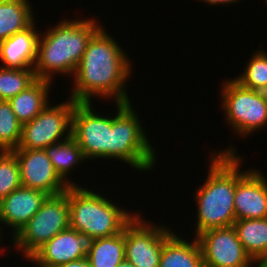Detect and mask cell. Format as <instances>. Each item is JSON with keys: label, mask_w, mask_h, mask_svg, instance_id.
I'll list each match as a JSON object with an SVG mask.
<instances>
[{"label": "cell", "mask_w": 267, "mask_h": 267, "mask_svg": "<svg viewBox=\"0 0 267 267\" xmlns=\"http://www.w3.org/2000/svg\"><path fill=\"white\" fill-rule=\"evenodd\" d=\"M108 33L103 25L91 37L71 77L74 81L69 96L75 102H93L92 99L98 97L107 101L113 98L111 101L117 103L131 102L126 85L132 75L133 63Z\"/></svg>", "instance_id": "1"}, {"label": "cell", "mask_w": 267, "mask_h": 267, "mask_svg": "<svg viewBox=\"0 0 267 267\" xmlns=\"http://www.w3.org/2000/svg\"><path fill=\"white\" fill-rule=\"evenodd\" d=\"M236 149L232 144L210 156L205 182L193 193L197 206L194 237L208 229L232 226L236 221V184L250 170H240L245 159Z\"/></svg>", "instance_id": "2"}, {"label": "cell", "mask_w": 267, "mask_h": 267, "mask_svg": "<svg viewBox=\"0 0 267 267\" xmlns=\"http://www.w3.org/2000/svg\"><path fill=\"white\" fill-rule=\"evenodd\" d=\"M63 19L39 33L34 66L38 79L54 82L56 75L73 76L88 42L103 26L93 16L87 19Z\"/></svg>", "instance_id": "3"}, {"label": "cell", "mask_w": 267, "mask_h": 267, "mask_svg": "<svg viewBox=\"0 0 267 267\" xmlns=\"http://www.w3.org/2000/svg\"><path fill=\"white\" fill-rule=\"evenodd\" d=\"M99 193V194H98ZM90 187L69 186L70 228L86 233L94 239L113 236L124 228L139 213L118 207L107 196Z\"/></svg>", "instance_id": "4"}, {"label": "cell", "mask_w": 267, "mask_h": 267, "mask_svg": "<svg viewBox=\"0 0 267 267\" xmlns=\"http://www.w3.org/2000/svg\"><path fill=\"white\" fill-rule=\"evenodd\" d=\"M117 108L112 116L110 130V159L127 163L138 171L148 172L157 162L155 147L151 144L133 104L114 102Z\"/></svg>", "instance_id": "5"}, {"label": "cell", "mask_w": 267, "mask_h": 267, "mask_svg": "<svg viewBox=\"0 0 267 267\" xmlns=\"http://www.w3.org/2000/svg\"><path fill=\"white\" fill-rule=\"evenodd\" d=\"M220 99L227 126L242 139L267 128V99L264 91L243 87L234 78L221 85Z\"/></svg>", "instance_id": "6"}, {"label": "cell", "mask_w": 267, "mask_h": 267, "mask_svg": "<svg viewBox=\"0 0 267 267\" xmlns=\"http://www.w3.org/2000/svg\"><path fill=\"white\" fill-rule=\"evenodd\" d=\"M69 227L68 187L65 192L48 195L39 211L9 242L28 261L46 242Z\"/></svg>", "instance_id": "7"}, {"label": "cell", "mask_w": 267, "mask_h": 267, "mask_svg": "<svg viewBox=\"0 0 267 267\" xmlns=\"http://www.w3.org/2000/svg\"><path fill=\"white\" fill-rule=\"evenodd\" d=\"M75 104L70 97L56 105L50 103L33 120L22 125L20 143L15 149H45L70 138Z\"/></svg>", "instance_id": "8"}, {"label": "cell", "mask_w": 267, "mask_h": 267, "mask_svg": "<svg viewBox=\"0 0 267 267\" xmlns=\"http://www.w3.org/2000/svg\"><path fill=\"white\" fill-rule=\"evenodd\" d=\"M93 102H76L72 115L71 137L77 142L87 161L110 159L112 113L96 112Z\"/></svg>", "instance_id": "9"}, {"label": "cell", "mask_w": 267, "mask_h": 267, "mask_svg": "<svg viewBox=\"0 0 267 267\" xmlns=\"http://www.w3.org/2000/svg\"><path fill=\"white\" fill-rule=\"evenodd\" d=\"M141 214L125 227V259L134 267H159L163 243L175 231Z\"/></svg>", "instance_id": "10"}, {"label": "cell", "mask_w": 267, "mask_h": 267, "mask_svg": "<svg viewBox=\"0 0 267 267\" xmlns=\"http://www.w3.org/2000/svg\"><path fill=\"white\" fill-rule=\"evenodd\" d=\"M196 238L202 251L204 267L258 266L245 252L233 225L208 229Z\"/></svg>", "instance_id": "11"}, {"label": "cell", "mask_w": 267, "mask_h": 267, "mask_svg": "<svg viewBox=\"0 0 267 267\" xmlns=\"http://www.w3.org/2000/svg\"><path fill=\"white\" fill-rule=\"evenodd\" d=\"M20 168L21 185L48 195L65 192L68 185L55 171L44 149H13Z\"/></svg>", "instance_id": "12"}, {"label": "cell", "mask_w": 267, "mask_h": 267, "mask_svg": "<svg viewBox=\"0 0 267 267\" xmlns=\"http://www.w3.org/2000/svg\"><path fill=\"white\" fill-rule=\"evenodd\" d=\"M94 240L92 236L69 227L46 242L28 261L35 267H57L86 258Z\"/></svg>", "instance_id": "13"}, {"label": "cell", "mask_w": 267, "mask_h": 267, "mask_svg": "<svg viewBox=\"0 0 267 267\" xmlns=\"http://www.w3.org/2000/svg\"><path fill=\"white\" fill-rule=\"evenodd\" d=\"M255 168L250 169L236 184V220L267 218V177Z\"/></svg>", "instance_id": "14"}, {"label": "cell", "mask_w": 267, "mask_h": 267, "mask_svg": "<svg viewBox=\"0 0 267 267\" xmlns=\"http://www.w3.org/2000/svg\"><path fill=\"white\" fill-rule=\"evenodd\" d=\"M47 196L43 191L21 186L0 200V225L11 228V239L39 211Z\"/></svg>", "instance_id": "15"}, {"label": "cell", "mask_w": 267, "mask_h": 267, "mask_svg": "<svg viewBox=\"0 0 267 267\" xmlns=\"http://www.w3.org/2000/svg\"><path fill=\"white\" fill-rule=\"evenodd\" d=\"M40 28L34 22L29 28L17 32L0 42V64L5 68H34Z\"/></svg>", "instance_id": "16"}, {"label": "cell", "mask_w": 267, "mask_h": 267, "mask_svg": "<svg viewBox=\"0 0 267 267\" xmlns=\"http://www.w3.org/2000/svg\"><path fill=\"white\" fill-rule=\"evenodd\" d=\"M52 83L54 82L37 78L29 87L9 100L22 125L33 120L50 104L49 93Z\"/></svg>", "instance_id": "17"}, {"label": "cell", "mask_w": 267, "mask_h": 267, "mask_svg": "<svg viewBox=\"0 0 267 267\" xmlns=\"http://www.w3.org/2000/svg\"><path fill=\"white\" fill-rule=\"evenodd\" d=\"M174 232L165 240L159 267H204L202 251L196 237L188 242Z\"/></svg>", "instance_id": "18"}, {"label": "cell", "mask_w": 267, "mask_h": 267, "mask_svg": "<svg viewBox=\"0 0 267 267\" xmlns=\"http://www.w3.org/2000/svg\"><path fill=\"white\" fill-rule=\"evenodd\" d=\"M233 226L245 252L258 266H267V218L236 220Z\"/></svg>", "instance_id": "19"}, {"label": "cell", "mask_w": 267, "mask_h": 267, "mask_svg": "<svg viewBox=\"0 0 267 267\" xmlns=\"http://www.w3.org/2000/svg\"><path fill=\"white\" fill-rule=\"evenodd\" d=\"M32 8L29 0L0 1V42L29 28L36 21Z\"/></svg>", "instance_id": "20"}, {"label": "cell", "mask_w": 267, "mask_h": 267, "mask_svg": "<svg viewBox=\"0 0 267 267\" xmlns=\"http://www.w3.org/2000/svg\"><path fill=\"white\" fill-rule=\"evenodd\" d=\"M44 150L60 178L68 186H78L75 181L72 182L69 173L87 159L77 142L70 137L67 140L50 144Z\"/></svg>", "instance_id": "21"}, {"label": "cell", "mask_w": 267, "mask_h": 267, "mask_svg": "<svg viewBox=\"0 0 267 267\" xmlns=\"http://www.w3.org/2000/svg\"><path fill=\"white\" fill-rule=\"evenodd\" d=\"M86 258L91 267H117L125 259V228L113 236L95 239Z\"/></svg>", "instance_id": "22"}, {"label": "cell", "mask_w": 267, "mask_h": 267, "mask_svg": "<svg viewBox=\"0 0 267 267\" xmlns=\"http://www.w3.org/2000/svg\"><path fill=\"white\" fill-rule=\"evenodd\" d=\"M257 49L247 61L244 71L234 79L243 87L257 91L267 90V51Z\"/></svg>", "instance_id": "23"}, {"label": "cell", "mask_w": 267, "mask_h": 267, "mask_svg": "<svg viewBox=\"0 0 267 267\" xmlns=\"http://www.w3.org/2000/svg\"><path fill=\"white\" fill-rule=\"evenodd\" d=\"M34 68H5L0 66V100L9 101L35 80Z\"/></svg>", "instance_id": "24"}, {"label": "cell", "mask_w": 267, "mask_h": 267, "mask_svg": "<svg viewBox=\"0 0 267 267\" xmlns=\"http://www.w3.org/2000/svg\"><path fill=\"white\" fill-rule=\"evenodd\" d=\"M22 134V124L18 121L9 101L0 100V151L17 148Z\"/></svg>", "instance_id": "25"}, {"label": "cell", "mask_w": 267, "mask_h": 267, "mask_svg": "<svg viewBox=\"0 0 267 267\" xmlns=\"http://www.w3.org/2000/svg\"><path fill=\"white\" fill-rule=\"evenodd\" d=\"M21 186L17 157L12 151H0V200Z\"/></svg>", "instance_id": "26"}, {"label": "cell", "mask_w": 267, "mask_h": 267, "mask_svg": "<svg viewBox=\"0 0 267 267\" xmlns=\"http://www.w3.org/2000/svg\"><path fill=\"white\" fill-rule=\"evenodd\" d=\"M57 267H91L87 258H82L76 261H71Z\"/></svg>", "instance_id": "27"}, {"label": "cell", "mask_w": 267, "mask_h": 267, "mask_svg": "<svg viewBox=\"0 0 267 267\" xmlns=\"http://www.w3.org/2000/svg\"><path fill=\"white\" fill-rule=\"evenodd\" d=\"M201 2H203V3H206V4H208V5H212V6H214V5H216V6H218L219 4L220 5H225V4H229L228 6H230V4H233V3H237V2H240L241 0H200Z\"/></svg>", "instance_id": "28"}, {"label": "cell", "mask_w": 267, "mask_h": 267, "mask_svg": "<svg viewBox=\"0 0 267 267\" xmlns=\"http://www.w3.org/2000/svg\"><path fill=\"white\" fill-rule=\"evenodd\" d=\"M117 267H134L127 259L122 260Z\"/></svg>", "instance_id": "29"}, {"label": "cell", "mask_w": 267, "mask_h": 267, "mask_svg": "<svg viewBox=\"0 0 267 267\" xmlns=\"http://www.w3.org/2000/svg\"><path fill=\"white\" fill-rule=\"evenodd\" d=\"M1 239H2V237H1V234H0V243H1V241H2ZM0 246L2 247V244H0ZM1 247H0V252H1V250H2L1 253L4 252L3 254H5V251H6V248H7V247L5 246V250H4V247H3V248H1ZM1 253H0V254H1Z\"/></svg>", "instance_id": "30"}, {"label": "cell", "mask_w": 267, "mask_h": 267, "mask_svg": "<svg viewBox=\"0 0 267 267\" xmlns=\"http://www.w3.org/2000/svg\"><path fill=\"white\" fill-rule=\"evenodd\" d=\"M264 94H265V96H266V99H267V90H266V91H264Z\"/></svg>", "instance_id": "31"}, {"label": "cell", "mask_w": 267, "mask_h": 267, "mask_svg": "<svg viewBox=\"0 0 267 267\" xmlns=\"http://www.w3.org/2000/svg\"><path fill=\"white\" fill-rule=\"evenodd\" d=\"M2 230H3V227H0V234H1V236H2V233H1Z\"/></svg>", "instance_id": "32"}]
</instances>
